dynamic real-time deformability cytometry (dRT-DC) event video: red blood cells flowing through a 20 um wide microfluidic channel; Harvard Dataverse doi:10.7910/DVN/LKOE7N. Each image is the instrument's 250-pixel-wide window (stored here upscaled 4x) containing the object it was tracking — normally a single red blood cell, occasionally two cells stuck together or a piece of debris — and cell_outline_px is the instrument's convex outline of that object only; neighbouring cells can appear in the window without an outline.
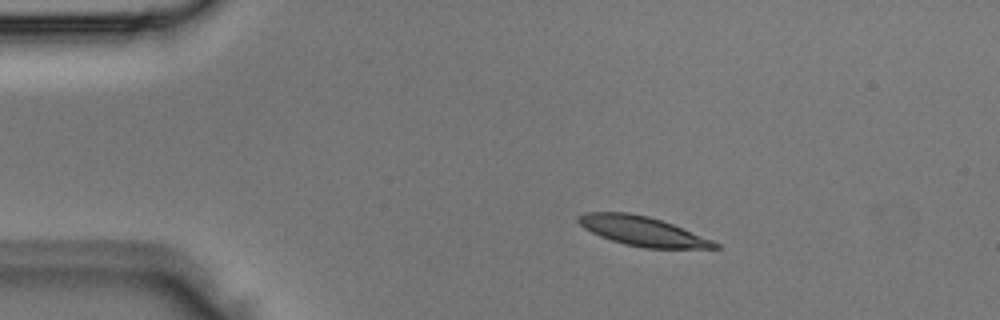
{"species": "Egyptian fruit bat (a non-hibernating species)", "species_latin": "Rousettus aegyptiacus", "temperature_condition": "room temperature", "stored_images_in_passage": 2, "camera_frame_rate_fps": 3000, "um_per_image_px": 0.085, "animal": {"sex": "male"}, "frame": {"image": 1, "passage_image": 1, "time_ms": 0.0, "image_size_px": [1000, 320], "cell_outline_px": [[720, 248], [644, 248], [624, 244], [600, 236], [584, 228], [576, 220], [576, 216], [584, 212], [628, 212], [648, 216], [672, 224], [712, 240], [720, 244]], "centroid_in_image_um": [54.57, 19.64], "position_along_channel_um": 30.4, "area_um2": 23.24}}